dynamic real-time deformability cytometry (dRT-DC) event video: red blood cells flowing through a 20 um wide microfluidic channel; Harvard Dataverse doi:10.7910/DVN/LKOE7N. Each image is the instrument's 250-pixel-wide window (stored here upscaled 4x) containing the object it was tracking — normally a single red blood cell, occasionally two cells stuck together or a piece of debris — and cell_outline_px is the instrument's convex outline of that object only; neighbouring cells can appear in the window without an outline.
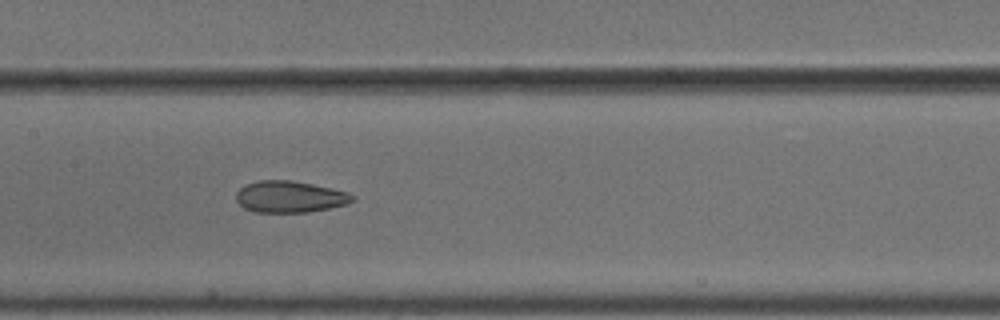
{"species": "common noctule bat (a hibernating species)", "species_latin": "Nyctalus noctula", "temperature_condition": "cold", "stored_images_in_passage": 14, "camera_frame_rate_fps": 3000, "um_per_image_px": 0.085, "animal": {"sex": "male", "body_mass_g": 18.8}, "frame": {"image": 1, "passage_image": 7, "time_ms": 2.0, "image_size_px": [1000, 320], "cell_outline_px": [[356, 196], [348, 204], [308, 212], [256, 212], [244, 208], [236, 200], [236, 192], [244, 184], [260, 180], [292, 180], [312, 184], [348, 192]], "centroid_in_image_um": [24.61, 16.72], "position_along_channel_um": 182.8, "area_um2": 21.39}}
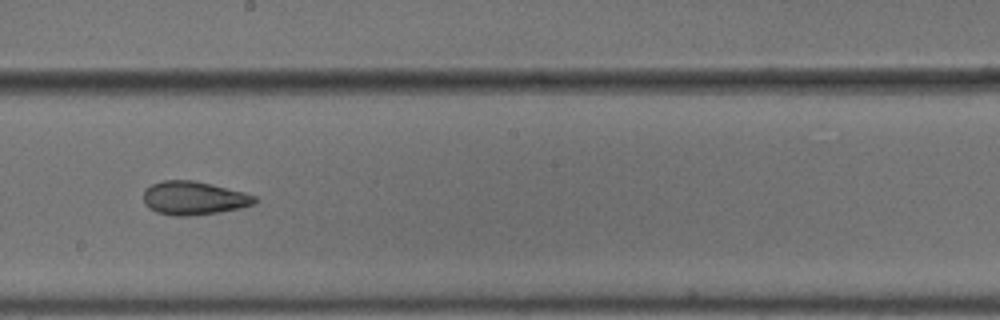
{"frame": {"image": 2, "passage_image": 8, "time_ms": 2.333, "image_size_px": [1000, 320], "cell_outline_px": [[256, 204], [240, 208], [220, 212], [188, 216], [176, 216], [156, 212], [148, 208], [144, 204], [144, 192], [152, 184], [160, 180], [192, 180], [212, 184], [244, 192], [256, 196]], "centroid_in_image_um": [16.48, 16.84], "position_along_channel_um": 231.7, "area_um2": 21.79}}
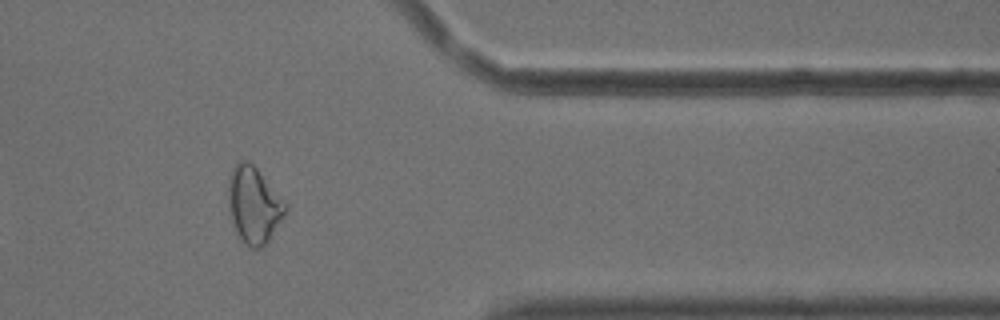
{"frame": {"image": 3, "passage_image": 12, "time_ms": 3.667, "image_size_px": [1000, 320], "cell_outline_px": [[288, 208], [268, 244], [260, 248], [252, 248], [240, 236], [232, 220], [228, 208], [228, 184], [232, 168], [236, 160], [248, 160], [256, 168], [288, 204]], "centroid_in_image_um": [21.59, 17.4], "position_along_channel_um": 389.8, "area_um2": 25.37}}